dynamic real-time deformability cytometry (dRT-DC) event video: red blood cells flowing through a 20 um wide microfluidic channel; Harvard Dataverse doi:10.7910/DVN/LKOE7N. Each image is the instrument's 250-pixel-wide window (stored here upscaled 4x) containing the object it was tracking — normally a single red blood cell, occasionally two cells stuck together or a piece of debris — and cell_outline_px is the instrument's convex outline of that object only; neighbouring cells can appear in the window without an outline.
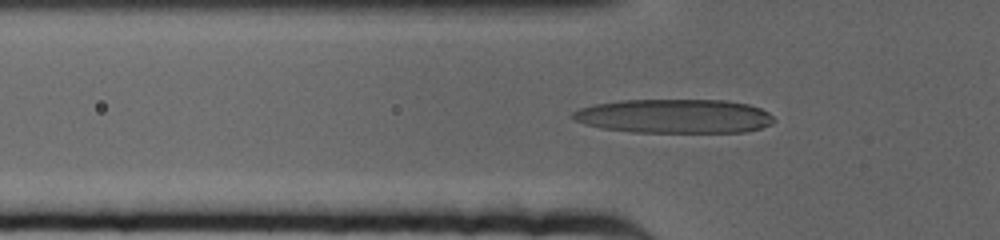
{"species": "human", "species_latin": "Homo sapiens", "temperature_condition": "cold", "stored_images_in_passage": 57, "camera_frame_rate_fps": 3000, "um_per_image_px": 0.085, "donor": {"sex": "female"}, "frame": {"image": 1, "passage_image": 21, "time_ms": 6.667, "image_size_px": [1000, 240], "cell_outline_px": [[776, 120], [772, 124], [748, 132], [632, 132], [600, 128], [584, 124], [576, 120], [572, 116], [572, 112], [580, 108], [592, 104], [620, 100], [728, 100], [748, 104], [760, 108], [768, 112]], "centroid_in_image_um": [57.33, 9.87], "position_along_channel_um": 68.5, "area_um2": 40.23}}
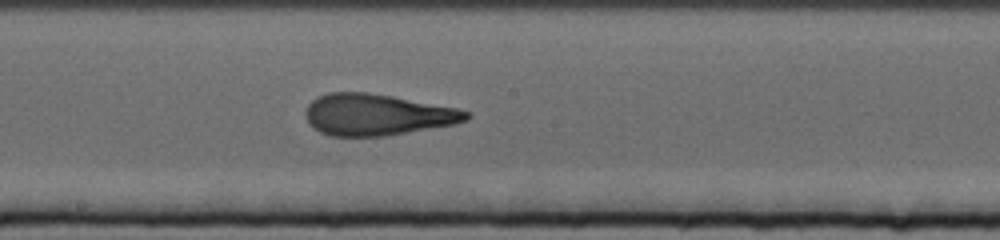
{"frame": {"image": 2, "passage_image": 35, "time_ms": 11.333, "image_size_px": [1000, 240], "cell_outline_px": [[468, 120], [456, 124], [384, 136], [328, 136], [312, 128], [308, 124], [304, 116], [304, 112], [308, 104], [316, 96], [328, 92], [368, 92], [392, 96], [456, 108], [468, 112]], "centroid_in_image_um": [31.97, 9.75], "position_along_channel_um": 216.2, "area_um2": 38.96}}
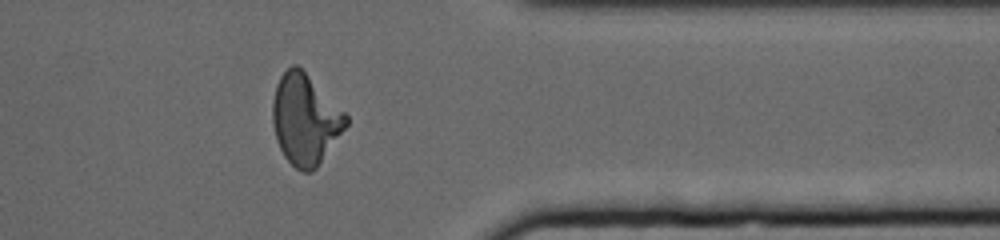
{"frame": {"image": 3, "passage_image": 52, "time_ms": 17.0, "image_size_px": [1000, 240], "cell_outline_px": [[348, 124], [316, 168], [312, 172], [300, 172], [284, 156], [276, 140], [272, 120], [272, 104], [276, 84], [280, 76], [292, 64], [296, 64], [348, 116]], "centroid_in_image_um": [25.91, 10.18], "position_along_channel_um": 385.5, "area_um2": 38.09}}